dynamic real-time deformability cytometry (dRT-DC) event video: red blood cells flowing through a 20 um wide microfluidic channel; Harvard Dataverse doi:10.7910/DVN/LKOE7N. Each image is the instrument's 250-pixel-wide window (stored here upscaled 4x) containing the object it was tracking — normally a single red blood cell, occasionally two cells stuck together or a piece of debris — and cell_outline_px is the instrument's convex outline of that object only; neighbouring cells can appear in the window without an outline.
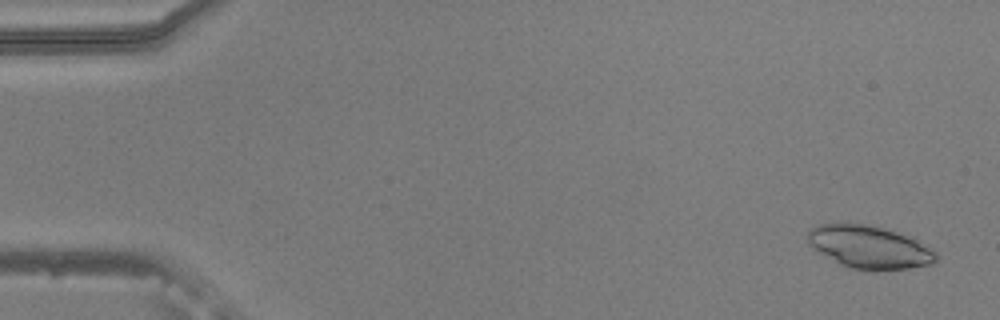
{"species": "common noctule bat (a hibernating species)", "species_latin": "Nyctalus noctula", "temperature_condition": "warm", "stored_images_in_passage": 54, "camera_frame_rate_fps": 3000, "um_per_image_px": 0.085, "animal": {"sex": "male", "body_mass_g": 20.5, "forearm_length_mm": 52.5}, "frame": {"image": 1, "passage_image": 3, "time_ms": 0.667, "image_size_px": [1000, 320], "cell_outline_px": [[936, 260], [932, 264], [908, 268], [852, 268], [840, 264], [812, 248], [808, 244], [808, 232], [812, 228], [820, 224], [836, 220], [840, 220], [864, 224], [884, 228], [916, 236], [936, 252]], "centroid_in_image_um": [73.89, 20.92], "position_along_channel_um": 11.1, "area_um2": 32.31}}